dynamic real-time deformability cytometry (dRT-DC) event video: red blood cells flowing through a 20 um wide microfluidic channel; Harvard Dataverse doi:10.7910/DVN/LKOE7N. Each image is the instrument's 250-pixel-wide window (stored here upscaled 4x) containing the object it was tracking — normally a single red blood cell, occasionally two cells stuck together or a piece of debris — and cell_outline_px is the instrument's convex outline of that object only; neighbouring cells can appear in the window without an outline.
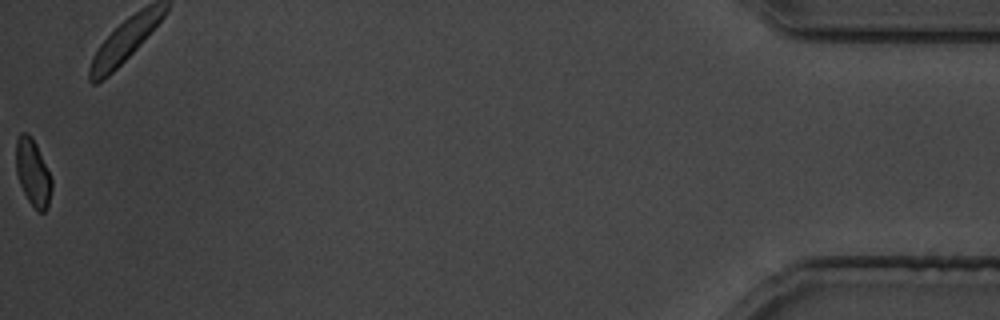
{"species": "common noctule bat (a hibernating species)", "species_latin": "Nyctalus noctula", "temperature_condition": "cold", "stored_images_in_passage": 36, "camera_frame_rate_fps": 3000, "um_per_image_px": 0.085, "animal": {"sex": "male", "body_mass_g": 19.5, "forearm_length_mm": 54.6}, "frame": {"image": 1, "passage_image": 36, "time_ms": 43.667, "image_size_px": [1000, 320], "cell_outline_px": [[52, 188], [48, 208], [44, 212], [40, 212], [28, 200], [20, 184], [16, 172], [16, 140], [20, 132], [28, 132], [32, 136], [36, 144], [52, 180]], "centroid_in_image_um": [2.79, 14.65], "position_along_channel_um": 432.4, "area_um2": 13.81}}